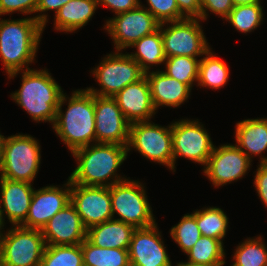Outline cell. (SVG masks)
Masks as SVG:
<instances>
[{
	"label": "cell",
	"mask_w": 267,
	"mask_h": 266,
	"mask_svg": "<svg viewBox=\"0 0 267 266\" xmlns=\"http://www.w3.org/2000/svg\"><path fill=\"white\" fill-rule=\"evenodd\" d=\"M40 266H84L81 245H46Z\"/></svg>",
	"instance_id": "cell-30"
},
{
	"label": "cell",
	"mask_w": 267,
	"mask_h": 266,
	"mask_svg": "<svg viewBox=\"0 0 267 266\" xmlns=\"http://www.w3.org/2000/svg\"><path fill=\"white\" fill-rule=\"evenodd\" d=\"M38 0H0V15L19 11L24 14L36 13Z\"/></svg>",
	"instance_id": "cell-37"
},
{
	"label": "cell",
	"mask_w": 267,
	"mask_h": 266,
	"mask_svg": "<svg viewBox=\"0 0 267 266\" xmlns=\"http://www.w3.org/2000/svg\"><path fill=\"white\" fill-rule=\"evenodd\" d=\"M71 203L87 229L113 219L110 187L84 186L71 182Z\"/></svg>",
	"instance_id": "cell-14"
},
{
	"label": "cell",
	"mask_w": 267,
	"mask_h": 266,
	"mask_svg": "<svg viewBox=\"0 0 267 266\" xmlns=\"http://www.w3.org/2000/svg\"><path fill=\"white\" fill-rule=\"evenodd\" d=\"M40 146L30 135H13L4 143L0 178L31 183L40 164Z\"/></svg>",
	"instance_id": "cell-5"
},
{
	"label": "cell",
	"mask_w": 267,
	"mask_h": 266,
	"mask_svg": "<svg viewBox=\"0 0 267 266\" xmlns=\"http://www.w3.org/2000/svg\"><path fill=\"white\" fill-rule=\"evenodd\" d=\"M234 6L260 3V0H232Z\"/></svg>",
	"instance_id": "cell-42"
},
{
	"label": "cell",
	"mask_w": 267,
	"mask_h": 266,
	"mask_svg": "<svg viewBox=\"0 0 267 266\" xmlns=\"http://www.w3.org/2000/svg\"><path fill=\"white\" fill-rule=\"evenodd\" d=\"M261 237L248 239L235 251L232 266H267V249Z\"/></svg>",
	"instance_id": "cell-33"
},
{
	"label": "cell",
	"mask_w": 267,
	"mask_h": 266,
	"mask_svg": "<svg viewBox=\"0 0 267 266\" xmlns=\"http://www.w3.org/2000/svg\"><path fill=\"white\" fill-rule=\"evenodd\" d=\"M113 98L130 123L150 121L149 119L155 113L146 76L138 82L127 85L116 93Z\"/></svg>",
	"instance_id": "cell-19"
},
{
	"label": "cell",
	"mask_w": 267,
	"mask_h": 266,
	"mask_svg": "<svg viewBox=\"0 0 267 266\" xmlns=\"http://www.w3.org/2000/svg\"><path fill=\"white\" fill-rule=\"evenodd\" d=\"M151 93V100L156 110L159 106L178 107L190 95L191 88L178 80L167 76L163 71L145 74Z\"/></svg>",
	"instance_id": "cell-21"
},
{
	"label": "cell",
	"mask_w": 267,
	"mask_h": 266,
	"mask_svg": "<svg viewBox=\"0 0 267 266\" xmlns=\"http://www.w3.org/2000/svg\"><path fill=\"white\" fill-rule=\"evenodd\" d=\"M128 151L134 147L149 160L173 170V145L171 125L168 128L139 121L130 123Z\"/></svg>",
	"instance_id": "cell-8"
},
{
	"label": "cell",
	"mask_w": 267,
	"mask_h": 266,
	"mask_svg": "<svg viewBox=\"0 0 267 266\" xmlns=\"http://www.w3.org/2000/svg\"><path fill=\"white\" fill-rule=\"evenodd\" d=\"M69 1L70 0H38L36 12L54 10L55 13H57L60 10V8Z\"/></svg>",
	"instance_id": "cell-41"
},
{
	"label": "cell",
	"mask_w": 267,
	"mask_h": 266,
	"mask_svg": "<svg viewBox=\"0 0 267 266\" xmlns=\"http://www.w3.org/2000/svg\"><path fill=\"white\" fill-rule=\"evenodd\" d=\"M260 160L261 163L256 172L254 186L257 189L261 201L267 207V157H262Z\"/></svg>",
	"instance_id": "cell-38"
},
{
	"label": "cell",
	"mask_w": 267,
	"mask_h": 266,
	"mask_svg": "<svg viewBox=\"0 0 267 266\" xmlns=\"http://www.w3.org/2000/svg\"><path fill=\"white\" fill-rule=\"evenodd\" d=\"M97 6L96 0H70L55 14V29L72 32L85 26Z\"/></svg>",
	"instance_id": "cell-24"
},
{
	"label": "cell",
	"mask_w": 267,
	"mask_h": 266,
	"mask_svg": "<svg viewBox=\"0 0 267 266\" xmlns=\"http://www.w3.org/2000/svg\"><path fill=\"white\" fill-rule=\"evenodd\" d=\"M3 222H4V219H3V216H2V213H1V209H0V231L2 229L1 227L4 226ZM2 238H3V234H1V232H0V241H1Z\"/></svg>",
	"instance_id": "cell-45"
},
{
	"label": "cell",
	"mask_w": 267,
	"mask_h": 266,
	"mask_svg": "<svg viewBox=\"0 0 267 266\" xmlns=\"http://www.w3.org/2000/svg\"><path fill=\"white\" fill-rule=\"evenodd\" d=\"M0 188L2 216L5 212L10 223L20 226L26 220L32 200L34 189L31 183L0 178Z\"/></svg>",
	"instance_id": "cell-20"
},
{
	"label": "cell",
	"mask_w": 267,
	"mask_h": 266,
	"mask_svg": "<svg viewBox=\"0 0 267 266\" xmlns=\"http://www.w3.org/2000/svg\"><path fill=\"white\" fill-rule=\"evenodd\" d=\"M233 8L232 0H201L200 17L198 20H206L207 9L225 19Z\"/></svg>",
	"instance_id": "cell-36"
},
{
	"label": "cell",
	"mask_w": 267,
	"mask_h": 266,
	"mask_svg": "<svg viewBox=\"0 0 267 266\" xmlns=\"http://www.w3.org/2000/svg\"><path fill=\"white\" fill-rule=\"evenodd\" d=\"M199 62L198 85L220 89L227 83L229 69L224 62L209 50Z\"/></svg>",
	"instance_id": "cell-27"
},
{
	"label": "cell",
	"mask_w": 267,
	"mask_h": 266,
	"mask_svg": "<svg viewBox=\"0 0 267 266\" xmlns=\"http://www.w3.org/2000/svg\"><path fill=\"white\" fill-rule=\"evenodd\" d=\"M262 8L260 3L234 6L225 19L239 32H251L263 19Z\"/></svg>",
	"instance_id": "cell-32"
},
{
	"label": "cell",
	"mask_w": 267,
	"mask_h": 266,
	"mask_svg": "<svg viewBox=\"0 0 267 266\" xmlns=\"http://www.w3.org/2000/svg\"><path fill=\"white\" fill-rule=\"evenodd\" d=\"M168 23L172 25L164 30V23H161L159 27L166 58L173 56H203L210 50L197 18H185Z\"/></svg>",
	"instance_id": "cell-10"
},
{
	"label": "cell",
	"mask_w": 267,
	"mask_h": 266,
	"mask_svg": "<svg viewBox=\"0 0 267 266\" xmlns=\"http://www.w3.org/2000/svg\"><path fill=\"white\" fill-rule=\"evenodd\" d=\"M156 223L136 228L129 244L130 266H171Z\"/></svg>",
	"instance_id": "cell-17"
},
{
	"label": "cell",
	"mask_w": 267,
	"mask_h": 266,
	"mask_svg": "<svg viewBox=\"0 0 267 266\" xmlns=\"http://www.w3.org/2000/svg\"><path fill=\"white\" fill-rule=\"evenodd\" d=\"M165 61L166 70L163 73L167 76L187 84L190 88L195 80L198 81L200 60L197 57L173 56L167 57Z\"/></svg>",
	"instance_id": "cell-31"
},
{
	"label": "cell",
	"mask_w": 267,
	"mask_h": 266,
	"mask_svg": "<svg viewBox=\"0 0 267 266\" xmlns=\"http://www.w3.org/2000/svg\"><path fill=\"white\" fill-rule=\"evenodd\" d=\"M252 160L237 145H221L214 147L204 173L216 187L225 185L247 172Z\"/></svg>",
	"instance_id": "cell-15"
},
{
	"label": "cell",
	"mask_w": 267,
	"mask_h": 266,
	"mask_svg": "<svg viewBox=\"0 0 267 266\" xmlns=\"http://www.w3.org/2000/svg\"><path fill=\"white\" fill-rule=\"evenodd\" d=\"M192 215L196 218L202 236L222 241L228 227V218L223 210L209 207L204 210H196Z\"/></svg>",
	"instance_id": "cell-29"
},
{
	"label": "cell",
	"mask_w": 267,
	"mask_h": 266,
	"mask_svg": "<svg viewBox=\"0 0 267 266\" xmlns=\"http://www.w3.org/2000/svg\"><path fill=\"white\" fill-rule=\"evenodd\" d=\"M146 8L160 23L180 21L186 17L179 11L176 0H147Z\"/></svg>",
	"instance_id": "cell-35"
},
{
	"label": "cell",
	"mask_w": 267,
	"mask_h": 266,
	"mask_svg": "<svg viewBox=\"0 0 267 266\" xmlns=\"http://www.w3.org/2000/svg\"><path fill=\"white\" fill-rule=\"evenodd\" d=\"M160 22L141 5L136 9L118 14L106 22V30L120 51L130 47L142 37L157 31Z\"/></svg>",
	"instance_id": "cell-12"
},
{
	"label": "cell",
	"mask_w": 267,
	"mask_h": 266,
	"mask_svg": "<svg viewBox=\"0 0 267 266\" xmlns=\"http://www.w3.org/2000/svg\"><path fill=\"white\" fill-rule=\"evenodd\" d=\"M130 47L137 48L138 51H136V53L128 55L140 65V68L145 74L148 73L151 64H161L165 62L166 57L163 50L160 28L142 37Z\"/></svg>",
	"instance_id": "cell-25"
},
{
	"label": "cell",
	"mask_w": 267,
	"mask_h": 266,
	"mask_svg": "<svg viewBox=\"0 0 267 266\" xmlns=\"http://www.w3.org/2000/svg\"><path fill=\"white\" fill-rule=\"evenodd\" d=\"M179 11L186 18H199L201 10V0H176Z\"/></svg>",
	"instance_id": "cell-40"
},
{
	"label": "cell",
	"mask_w": 267,
	"mask_h": 266,
	"mask_svg": "<svg viewBox=\"0 0 267 266\" xmlns=\"http://www.w3.org/2000/svg\"><path fill=\"white\" fill-rule=\"evenodd\" d=\"M99 4L105 5V7L111 8L116 15L125 13L127 11L136 9L139 7L140 1L139 0H96Z\"/></svg>",
	"instance_id": "cell-39"
},
{
	"label": "cell",
	"mask_w": 267,
	"mask_h": 266,
	"mask_svg": "<svg viewBox=\"0 0 267 266\" xmlns=\"http://www.w3.org/2000/svg\"><path fill=\"white\" fill-rule=\"evenodd\" d=\"M0 241V266H40L46 247L40 229L14 226Z\"/></svg>",
	"instance_id": "cell-6"
},
{
	"label": "cell",
	"mask_w": 267,
	"mask_h": 266,
	"mask_svg": "<svg viewBox=\"0 0 267 266\" xmlns=\"http://www.w3.org/2000/svg\"><path fill=\"white\" fill-rule=\"evenodd\" d=\"M41 231L47 245H78L87 237V228L71 202L57 212Z\"/></svg>",
	"instance_id": "cell-18"
},
{
	"label": "cell",
	"mask_w": 267,
	"mask_h": 266,
	"mask_svg": "<svg viewBox=\"0 0 267 266\" xmlns=\"http://www.w3.org/2000/svg\"><path fill=\"white\" fill-rule=\"evenodd\" d=\"M47 15L0 20V57L10 79L34 61Z\"/></svg>",
	"instance_id": "cell-1"
},
{
	"label": "cell",
	"mask_w": 267,
	"mask_h": 266,
	"mask_svg": "<svg viewBox=\"0 0 267 266\" xmlns=\"http://www.w3.org/2000/svg\"><path fill=\"white\" fill-rule=\"evenodd\" d=\"M127 153V146L114 143H95L91 144V147L88 145L78 148L72 152L78 161V166L69 179L75 184L98 187H110L124 181L115 172L126 159ZM112 176L116 177L115 180L108 183V179L110 180Z\"/></svg>",
	"instance_id": "cell-2"
},
{
	"label": "cell",
	"mask_w": 267,
	"mask_h": 266,
	"mask_svg": "<svg viewBox=\"0 0 267 266\" xmlns=\"http://www.w3.org/2000/svg\"><path fill=\"white\" fill-rule=\"evenodd\" d=\"M173 170L177 156L206 165L214 145L207 131L198 121L181 120L171 124Z\"/></svg>",
	"instance_id": "cell-11"
},
{
	"label": "cell",
	"mask_w": 267,
	"mask_h": 266,
	"mask_svg": "<svg viewBox=\"0 0 267 266\" xmlns=\"http://www.w3.org/2000/svg\"><path fill=\"white\" fill-rule=\"evenodd\" d=\"M65 185L68 188L64 191L53 185L34 190L28 215L20 226L42 230L57 212L71 202L70 179Z\"/></svg>",
	"instance_id": "cell-16"
},
{
	"label": "cell",
	"mask_w": 267,
	"mask_h": 266,
	"mask_svg": "<svg viewBox=\"0 0 267 266\" xmlns=\"http://www.w3.org/2000/svg\"><path fill=\"white\" fill-rule=\"evenodd\" d=\"M80 245L84 266H130L128 249L101 248L87 238Z\"/></svg>",
	"instance_id": "cell-26"
},
{
	"label": "cell",
	"mask_w": 267,
	"mask_h": 266,
	"mask_svg": "<svg viewBox=\"0 0 267 266\" xmlns=\"http://www.w3.org/2000/svg\"><path fill=\"white\" fill-rule=\"evenodd\" d=\"M235 133L237 144H239L237 147L240 148L250 160L252 154H262L263 151L267 150V118L247 119L238 122Z\"/></svg>",
	"instance_id": "cell-23"
},
{
	"label": "cell",
	"mask_w": 267,
	"mask_h": 266,
	"mask_svg": "<svg viewBox=\"0 0 267 266\" xmlns=\"http://www.w3.org/2000/svg\"><path fill=\"white\" fill-rule=\"evenodd\" d=\"M224 264H213V265H204V264H194V263H178L177 266H223Z\"/></svg>",
	"instance_id": "cell-43"
},
{
	"label": "cell",
	"mask_w": 267,
	"mask_h": 266,
	"mask_svg": "<svg viewBox=\"0 0 267 266\" xmlns=\"http://www.w3.org/2000/svg\"><path fill=\"white\" fill-rule=\"evenodd\" d=\"M135 227L116 219L93 225L87 229V239L101 248L128 249Z\"/></svg>",
	"instance_id": "cell-22"
},
{
	"label": "cell",
	"mask_w": 267,
	"mask_h": 266,
	"mask_svg": "<svg viewBox=\"0 0 267 266\" xmlns=\"http://www.w3.org/2000/svg\"><path fill=\"white\" fill-rule=\"evenodd\" d=\"M170 234L180 248L186 253L201 237L196 218L192 214H186L181 221L172 227Z\"/></svg>",
	"instance_id": "cell-34"
},
{
	"label": "cell",
	"mask_w": 267,
	"mask_h": 266,
	"mask_svg": "<svg viewBox=\"0 0 267 266\" xmlns=\"http://www.w3.org/2000/svg\"><path fill=\"white\" fill-rule=\"evenodd\" d=\"M20 90L12 94L14 101L24 108L34 121L54 124L57 108L63 95L61 87L46 70L25 67Z\"/></svg>",
	"instance_id": "cell-4"
},
{
	"label": "cell",
	"mask_w": 267,
	"mask_h": 266,
	"mask_svg": "<svg viewBox=\"0 0 267 266\" xmlns=\"http://www.w3.org/2000/svg\"><path fill=\"white\" fill-rule=\"evenodd\" d=\"M109 54L93 71L97 78L99 90L87 88V90L98 96L113 97L129 84L138 82L145 76L140 65L128 54Z\"/></svg>",
	"instance_id": "cell-9"
},
{
	"label": "cell",
	"mask_w": 267,
	"mask_h": 266,
	"mask_svg": "<svg viewBox=\"0 0 267 266\" xmlns=\"http://www.w3.org/2000/svg\"><path fill=\"white\" fill-rule=\"evenodd\" d=\"M6 138L0 134V162L3 156V150H4V143H5Z\"/></svg>",
	"instance_id": "cell-44"
},
{
	"label": "cell",
	"mask_w": 267,
	"mask_h": 266,
	"mask_svg": "<svg viewBox=\"0 0 267 266\" xmlns=\"http://www.w3.org/2000/svg\"><path fill=\"white\" fill-rule=\"evenodd\" d=\"M96 143L127 146L130 122L125 118L115 99L94 95Z\"/></svg>",
	"instance_id": "cell-13"
},
{
	"label": "cell",
	"mask_w": 267,
	"mask_h": 266,
	"mask_svg": "<svg viewBox=\"0 0 267 266\" xmlns=\"http://www.w3.org/2000/svg\"><path fill=\"white\" fill-rule=\"evenodd\" d=\"M64 101H66L65 94L60 99L53 124L57 135L67 144L71 152L90 146V142L96 143L94 94L87 89L74 91L69 98L65 114L61 108Z\"/></svg>",
	"instance_id": "cell-3"
},
{
	"label": "cell",
	"mask_w": 267,
	"mask_h": 266,
	"mask_svg": "<svg viewBox=\"0 0 267 266\" xmlns=\"http://www.w3.org/2000/svg\"><path fill=\"white\" fill-rule=\"evenodd\" d=\"M112 214L121 218L116 220L130 224L135 228L149 227L155 224L152 208L149 205L144 187L140 182L125 179L110 186Z\"/></svg>",
	"instance_id": "cell-7"
},
{
	"label": "cell",
	"mask_w": 267,
	"mask_h": 266,
	"mask_svg": "<svg viewBox=\"0 0 267 266\" xmlns=\"http://www.w3.org/2000/svg\"><path fill=\"white\" fill-rule=\"evenodd\" d=\"M186 254L189 256V263L204 265L225 264L223 242L212 237L201 235Z\"/></svg>",
	"instance_id": "cell-28"
}]
</instances>
